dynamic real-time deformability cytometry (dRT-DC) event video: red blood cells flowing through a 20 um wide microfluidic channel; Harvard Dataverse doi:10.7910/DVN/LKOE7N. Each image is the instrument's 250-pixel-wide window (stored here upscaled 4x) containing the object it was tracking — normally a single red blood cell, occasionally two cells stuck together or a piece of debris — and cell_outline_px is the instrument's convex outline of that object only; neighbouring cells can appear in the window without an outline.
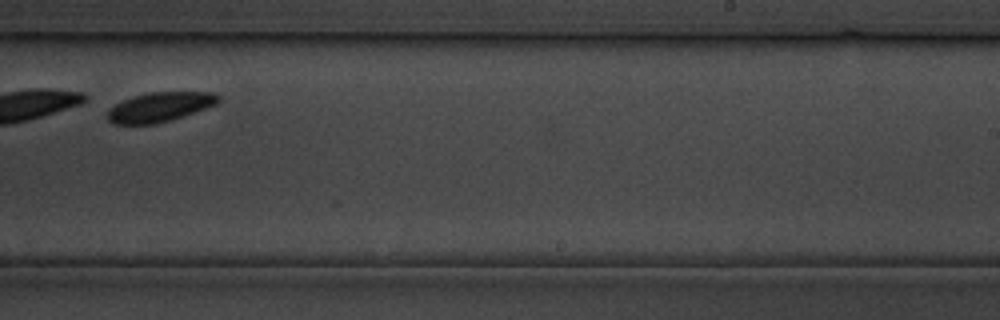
{"species": "common noctule bat (a hibernating species)", "species_latin": "Nyctalus noctula", "temperature_condition": "cold", "stored_images_in_passage": 23, "camera_frame_rate_fps": 3000, "um_per_image_px": 0.085, "animal": {"sex": "male", "body_mass_g": 19.5, "forearm_length_mm": 54.6}, "frame": {"image": 1, "passage_image": 14, "time_ms": 15.667, "image_size_px": [1000, 320], "cell_outline_px": [[220, 100], [216, 104], [184, 116], [156, 124], [112, 124], [108, 120], [108, 108], [132, 96], [148, 92], [212, 92], [220, 96]], "centroid_in_image_um": [13.57, 9.09], "position_along_channel_um": 275.4, "area_um2": 19.07}}